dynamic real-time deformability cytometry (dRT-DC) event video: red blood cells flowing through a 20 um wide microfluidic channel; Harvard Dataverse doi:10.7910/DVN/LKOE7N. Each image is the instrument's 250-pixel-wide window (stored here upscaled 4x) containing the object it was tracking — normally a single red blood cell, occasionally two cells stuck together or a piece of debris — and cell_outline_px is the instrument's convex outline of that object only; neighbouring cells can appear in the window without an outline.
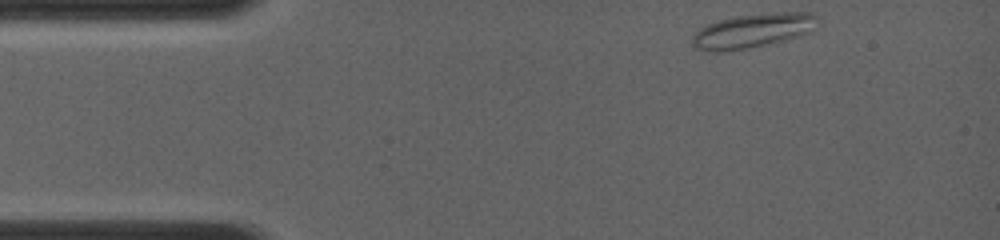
{"species": "common noctule bat (a hibernating species)", "species_latin": "Nyctalus noctula", "temperature_condition": "room temperature", "stored_images_in_passage": 34, "camera_frame_rate_fps": 4000, "um_per_image_px": 0.085, "animal": {"sex": "female", "body_mass_g": 19.0, "forearm_length_mm": 56.7}, "frame": {"image": 1, "passage_image": 1, "time_ms": 0.0, "image_size_px": [1000, 240], "cell_outline_px": [[816, 16], [808, 32], [800, 36], [748, 48], [720, 52], [712, 52], [696, 48], [692, 44], [692, 36], [700, 28], [708, 24], [720, 20], [736, 16], [776, 12], [812, 12]], "centroid_in_image_um": [63.91, 2.61], "position_along_channel_um": 21.1, "area_um2": 24.45}}
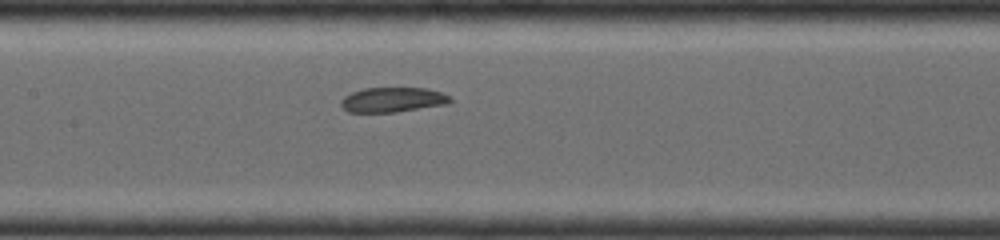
{"frame": {"image": 2, "passage_image": 16, "time_ms": 5.0, "image_size_px": [1000, 240], "cell_outline_px": [[452, 100], [448, 104], [396, 112], [348, 112], [340, 104], [340, 100], [344, 96], [352, 92], [364, 88], [428, 88], [440, 92], [448, 96]], "centroid_in_image_um": [33.36, 8.48], "position_along_channel_um": 174.0, "area_um2": 15.78}}
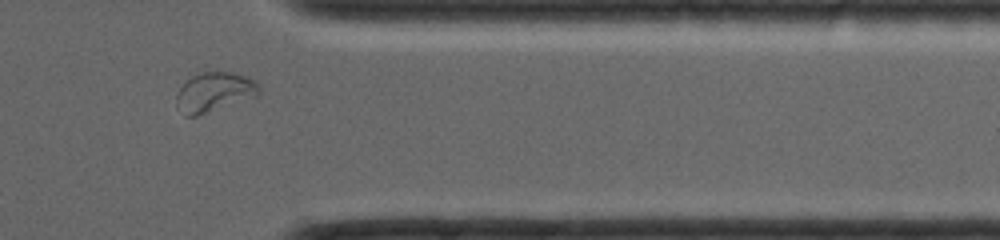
{"frame": {"image": 3, "passage_image": 30, "time_ms": 10.0, "image_size_px": [1000, 240], "cell_outline_px": [[260, 92], [256, 96], [196, 116], [184, 116], [176, 104], [176, 96], [180, 88], [192, 76], [204, 72], [232, 72], [248, 76], [256, 80], [260, 84]], "centroid_in_image_um": [18.25, 7.82], "position_along_channel_um": 393.2, "area_um2": 18.9}}